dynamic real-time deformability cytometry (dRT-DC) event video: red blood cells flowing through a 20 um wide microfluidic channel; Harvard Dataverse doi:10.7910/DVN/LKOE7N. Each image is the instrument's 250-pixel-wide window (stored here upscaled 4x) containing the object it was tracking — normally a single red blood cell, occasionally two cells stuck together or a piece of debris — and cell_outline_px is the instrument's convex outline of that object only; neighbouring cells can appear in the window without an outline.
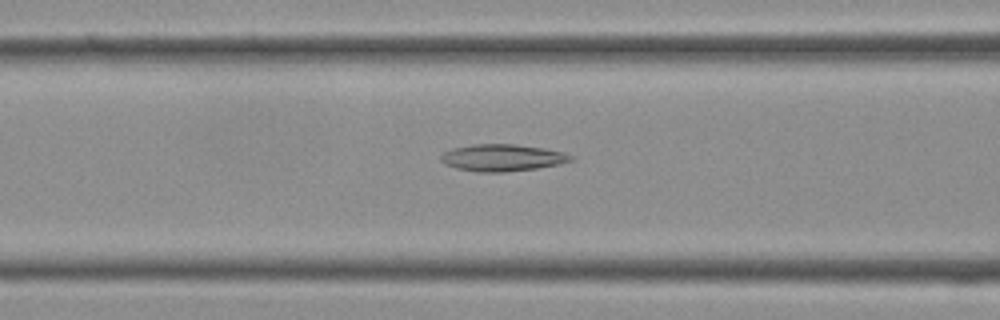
{"species": "Egyptian fruit bat (a non-hibernating species)", "species_latin": "Rousettus aegyptiacus", "temperature_condition": "cold", "stored_images_in_passage": 32, "camera_frame_rate_fps": 3000, "um_per_image_px": 0.085, "frame": {"image": 1, "passage_image": 9, "time_ms": 2.667, "image_size_px": [1000, 320], "cell_outline_px": [[576, 160], [560, 164], [536, 168], [504, 172], [476, 172], [456, 168], [444, 164], [440, 160], [440, 156], [444, 152], [452, 148], [472, 144], [516, 144], [544, 148], [564, 152], [572, 156]], "centroid_in_image_um": [42.7, 13.4], "position_along_channel_um": 123.9, "area_um2": 20.58}}
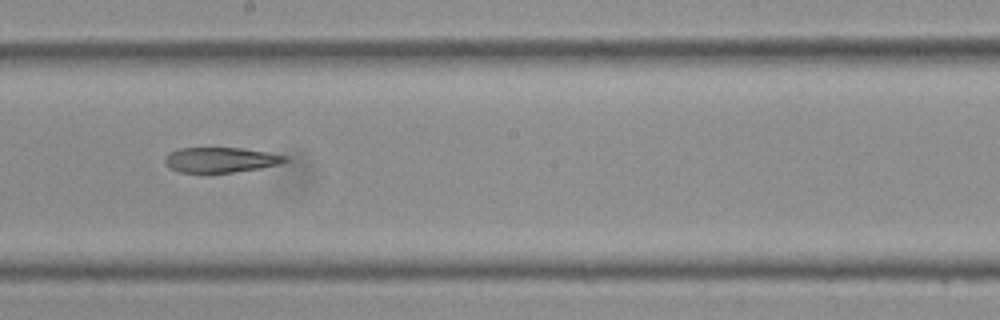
{"frame": {"image": 2, "passage_image": 15, "time_ms": 4.667, "image_size_px": [1000, 320], "cell_outline_px": [[288, 160], [276, 164], [260, 168], [232, 172], [180, 172], [168, 168], [164, 160], [164, 156], [168, 152], [180, 148], [240, 148], [268, 152], [288, 156]], "centroid_in_image_um": [18.7, 13.58], "position_along_channel_um": 229.5, "area_um2": 17.51}}
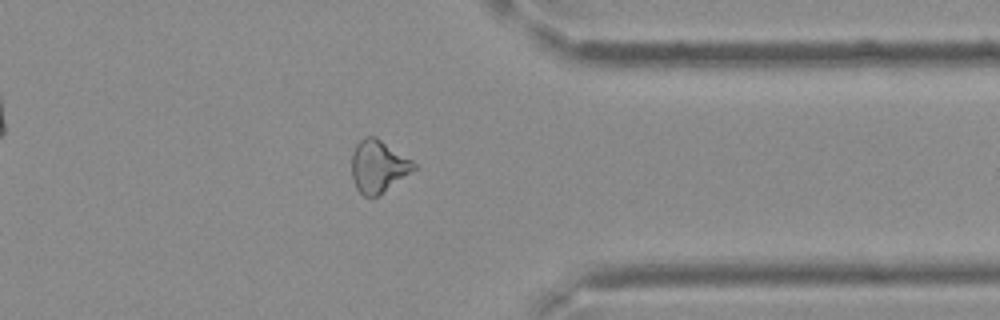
{"frame": {"image": 3, "passage_image": 24, "time_ms": 7.667, "image_size_px": [1000, 320], "cell_outline_px": [[420, 168], [380, 196], [372, 200], [364, 196], [356, 188], [352, 180], [352, 152], [356, 144], [360, 140], [368, 136], [376, 136], [412, 160]], "centroid_in_image_um": [32.19, 14.19], "position_along_channel_um": 379.2, "area_um2": 19.71}}